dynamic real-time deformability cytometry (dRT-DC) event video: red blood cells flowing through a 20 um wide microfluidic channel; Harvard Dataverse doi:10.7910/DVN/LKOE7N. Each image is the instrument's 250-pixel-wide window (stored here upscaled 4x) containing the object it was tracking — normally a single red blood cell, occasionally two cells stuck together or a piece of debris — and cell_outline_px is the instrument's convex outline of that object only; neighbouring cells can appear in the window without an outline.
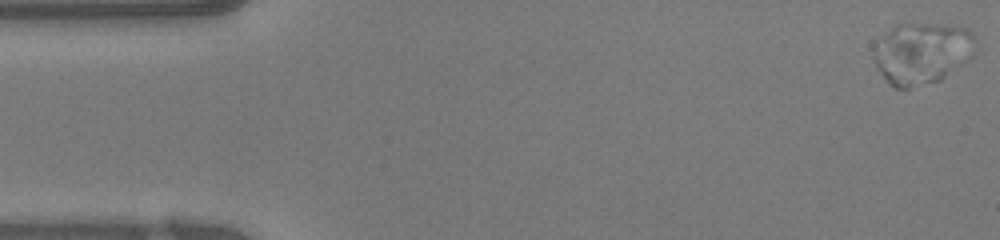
{"species": "human", "species_latin": "Homo sapiens", "temperature_condition": "warm", "stored_images_in_passage": 49, "camera_frame_rate_fps": 3000, "um_per_image_px": 0.085, "donor": {"sex": "female"}, "frame": {"image": 1, "passage_image": 1, "time_ms": 0.0, "image_size_px": [1000, 240], "cell_outline_px": [[976, 40], [908, 88], [892, 88], [888, 84], [880, 72], [876, 64], [872, 48], [872, 44], [880, 36], [896, 24], [928, 24], [968, 28], [976, 36]], "centroid_in_image_um": [77.96, 4.33], "position_along_channel_um": 7.0, "area_um2": 31.5}}
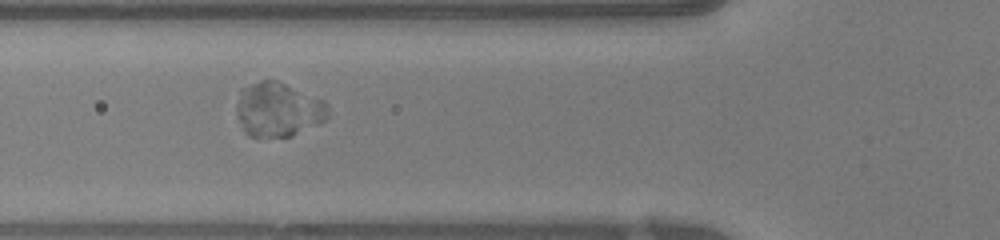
{"frame": {"image": 2, "passage_image": 17, "time_ms": 5.333, "image_size_px": [1000, 240], "cell_outline_px": [[328, 120], [320, 124], [292, 136], [248, 136], [244, 132], [236, 112], [236, 104], [240, 88], [260, 80], [276, 80], [324, 100], [328, 104]], "centroid_in_image_um": [23.65, 9.31], "position_along_channel_um": 102.1, "area_um2": 29.19}}
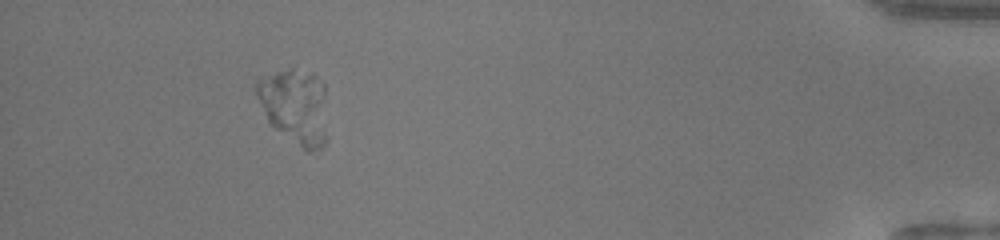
{"frame": {"image": 3, "passage_image": 44, "time_ms": 14.333, "image_size_px": [1000, 240], "cell_outline_px": [[328, 140], [324, 144], [308, 152], [268, 124], [256, 96], [252, 84], [256, 80], [276, 72], [292, 68], [312, 72], [324, 84], [328, 136]], "centroid_in_image_um": [25.06, 9.02], "position_along_channel_um": 410.1, "area_um2": 31.73}, "authors_computed_cell_mechanics": {"area_um2": 29.3624, "velocity_mm_per_s": 4.1501, "shape_relaxation_time_tau1_ms": 0.4096, "shape_relaxation_time_tau2_ms": 0.7227, "deformation_change_tau1": 0.0049, "deformation_change_tau2": 0.0396}}